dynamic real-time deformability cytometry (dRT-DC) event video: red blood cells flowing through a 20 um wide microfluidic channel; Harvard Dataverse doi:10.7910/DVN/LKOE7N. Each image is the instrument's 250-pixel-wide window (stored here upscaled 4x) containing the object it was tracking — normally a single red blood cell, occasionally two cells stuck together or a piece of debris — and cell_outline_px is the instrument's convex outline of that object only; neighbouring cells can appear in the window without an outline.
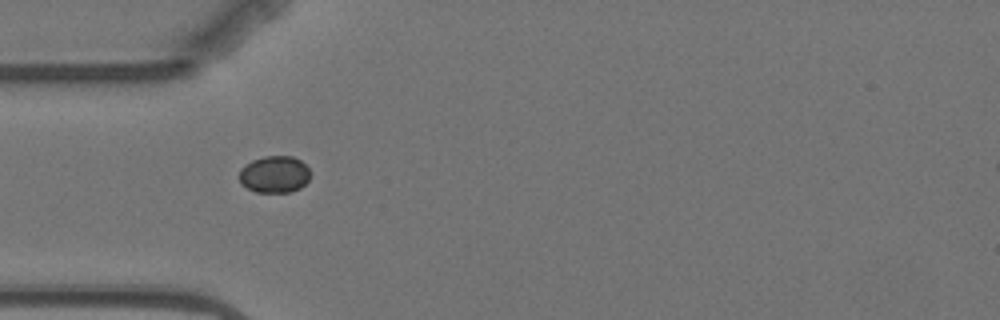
{"species": "Egyptian fruit bat (a non-hibernating species)", "species_latin": "Rousettus aegyptiacus", "temperature_condition": "warm", "stored_images_in_passage": 2, "camera_frame_rate_fps": 3000, "um_per_image_px": 0.085, "animal": {"sex": "female"}, "frame": {"image": 1, "passage_image": 2, "time_ms": 1.333, "image_size_px": [1000, 320], "cell_outline_px": [[312, 172], [308, 180], [300, 188], [288, 192], [256, 192], [240, 184], [240, 168], [252, 160], [264, 156], [292, 156], [300, 160]], "centroid_in_image_um": [23.33, 14.81], "position_along_channel_um": 61.7, "area_um2": 15.32}}